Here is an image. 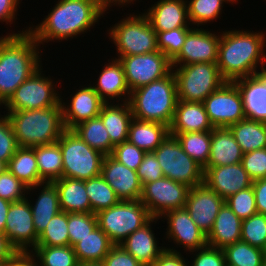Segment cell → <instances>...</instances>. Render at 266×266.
<instances>
[{"mask_svg":"<svg viewBox=\"0 0 266 266\" xmlns=\"http://www.w3.org/2000/svg\"><path fill=\"white\" fill-rule=\"evenodd\" d=\"M109 10L101 0H58L42 23L28 28L38 44L67 40L87 32Z\"/></svg>","mask_w":266,"mask_h":266,"instance_id":"obj_1","label":"cell"},{"mask_svg":"<svg viewBox=\"0 0 266 266\" xmlns=\"http://www.w3.org/2000/svg\"><path fill=\"white\" fill-rule=\"evenodd\" d=\"M265 35L260 32L243 30L223 31L220 34L218 46L217 66L220 75L225 81L235 82L238 79L254 76L258 72L259 64L266 63L264 53ZM265 44V45H264ZM265 54V55H264Z\"/></svg>","mask_w":266,"mask_h":266,"instance_id":"obj_2","label":"cell"},{"mask_svg":"<svg viewBox=\"0 0 266 266\" xmlns=\"http://www.w3.org/2000/svg\"><path fill=\"white\" fill-rule=\"evenodd\" d=\"M18 32L0 37V106L42 65L40 45L29 29Z\"/></svg>","mask_w":266,"mask_h":266,"instance_id":"obj_3","label":"cell"},{"mask_svg":"<svg viewBox=\"0 0 266 266\" xmlns=\"http://www.w3.org/2000/svg\"><path fill=\"white\" fill-rule=\"evenodd\" d=\"M20 147H36L57 142L66 130L61 102L52 107L6 113Z\"/></svg>","mask_w":266,"mask_h":266,"instance_id":"obj_4","label":"cell"},{"mask_svg":"<svg viewBox=\"0 0 266 266\" xmlns=\"http://www.w3.org/2000/svg\"><path fill=\"white\" fill-rule=\"evenodd\" d=\"M177 101L176 80L171 71L166 77L131 91L128 102L133 118L170 127Z\"/></svg>","mask_w":266,"mask_h":266,"instance_id":"obj_5","label":"cell"},{"mask_svg":"<svg viewBox=\"0 0 266 266\" xmlns=\"http://www.w3.org/2000/svg\"><path fill=\"white\" fill-rule=\"evenodd\" d=\"M63 163V177L89 180L101 175L104 155L85 143L73 129H66L57 140Z\"/></svg>","mask_w":266,"mask_h":266,"instance_id":"obj_6","label":"cell"},{"mask_svg":"<svg viewBox=\"0 0 266 266\" xmlns=\"http://www.w3.org/2000/svg\"><path fill=\"white\" fill-rule=\"evenodd\" d=\"M96 216L98 227L114 245L122 243L153 218L140 200H120L114 206L99 211Z\"/></svg>","mask_w":266,"mask_h":266,"instance_id":"obj_7","label":"cell"},{"mask_svg":"<svg viewBox=\"0 0 266 266\" xmlns=\"http://www.w3.org/2000/svg\"><path fill=\"white\" fill-rule=\"evenodd\" d=\"M108 32L119 55L115 59L158 51L156 32L143 13L138 16L130 14L112 26Z\"/></svg>","mask_w":266,"mask_h":266,"instance_id":"obj_8","label":"cell"},{"mask_svg":"<svg viewBox=\"0 0 266 266\" xmlns=\"http://www.w3.org/2000/svg\"><path fill=\"white\" fill-rule=\"evenodd\" d=\"M172 72L176 80L178 100L181 101L203 103L226 82L220 75L217 63L201 62L172 66Z\"/></svg>","mask_w":266,"mask_h":266,"instance_id":"obj_9","label":"cell"},{"mask_svg":"<svg viewBox=\"0 0 266 266\" xmlns=\"http://www.w3.org/2000/svg\"><path fill=\"white\" fill-rule=\"evenodd\" d=\"M153 153L164 177L190 188L203 184V168L184 152L176 136L169 134Z\"/></svg>","mask_w":266,"mask_h":266,"instance_id":"obj_10","label":"cell"},{"mask_svg":"<svg viewBox=\"0 0 266 266\" xmlns=\"http://www.w3.org/2000/svg\"><path fill=\"white\" fill-rule=\"evenodd\" d=\"M41 67L24 81L4 104L6 111L44 109L56 106L61 96L51 78L42 76ZM55 89V90H54Z\"/></svg>","mask_w":266,"mask_h":266,"instance_id":"obj_11","label":"cell"},{"mask_svg":"<svg viewBox=\"0 0 266 266\" xmlns=\"http://www.w3.org/2000/svg\"><path fill=\"white\" fill-rule=\"evenodd\" d=\"M190 187L167 177L142 186L140 201L153 218H161L168 211L185 208Z\"/></svg>","mask_w":266,"mask_h":266,"instance_id":"obj_12","label":"cell"},{"mask_svg":"<svg viewBox=\"0 0 266 266\" xmlns=\"http://www.w3.org/2000/svg\"><path fill=\"white\" fill-rule=\"evenodd\" d=\"M203 104L213 127H229L247 118L242 94L236 82H224Z\"/></svg>","mask_w":266,"mask_h":266,"instance_id":"obj_13","label":"cell"},{"mask_svg":"<svg viewBox=\"0 0 266 266\" xmlns=\"http://www.w3.org/2000/svg\"><path fill=\"white\" fill-rule=\"evenodd\" d=\"M131 91L166 77L172 71L171 60L161 51L119 58Z\"/></svg>","mask_w":266,"mask_h":266,"instance_id":"obj_14","label":"cell"},{"mask_svg":"<svg viewBox=\"0 0 266 266\" xmlns=\"http://www.w3.org/2000/svg\"><path fill=\"white\" fill-rule=\"evenodd\" d=\"M4 234L17 253L30 252L28 247H31L32 250L36 247L38 235L34 227L28 198L11 202Z\"/></svg>","mask_w":266,"mask_h":266,"instance_id":"obj_15","label":"cell"},{"mask_svg":"<svg viewBox=\"0 0 266 266\" xmlns=\"http://www.w3.org/2000/svg\"><path fill=\"white\" fill-rule=\"evenodd\" d=\"M220 35L202 28H194L187 33L179 54L171 61L172 66L192 63H217Z\"/></svg>","mask_w":266,"mask_h":266,"instance_id":"obj_16","label":"cell"},{"mask_svg":"<svg viewBox=\"0 0 266 266\" xmlns=\"http://www.w3.org/2000/svg\"><path fill=\"white\" fill-rule=\"evenodd\" d=\"M225 200L204 183L189 189L185 209L199 229L207 236Z\"/></svg>","mask_w":266,"mask_h":266,"instance_id":"obj_17","label":"cell"},{"mask_svg":"<svg viewBox=\"0 0 266 266\" xmlns=\"http://www.w3.org/2000/svg\"><path fill=\"white\" fill-rule=\"evenodd\" d=\"M203 183L224 200L252 186V180L242 163L203 168Z\"/></svg>","mask_w":266,"mask_h":266,"instance_id":"obj_18","label":"cell"},{"mask_svg":"<svg viewBox=\"0 0 266 266\" xmlns=\"http://www.w3.org/2000/svg\"><path fill=\"white\" fill-rule=\"evenodd\" d=\"M164 217L168 224L166 238L173 239V243L177 245H183L185 251H195L207 245L206 235L194 223L185 208L168 211L161 219Z\"/></svg>","mask_w":266,"mask_h":266,"instance_id":"obj_19","label":"cell"},{"mask_svg":"<svg viewBox=\"0 0 266 266\" xmlns=\"http://www.w3.org/2000/svg\"><path fill=\"white\" fill-rule=\"evenodd\" d=\"M101 176L120 200H140L142 185L136 171L121 164L111 155L104 157Z\"/></svg>","mask_w":266,"mask_h":266,"instance_id":"obj_20","label":"cell"},{"mask_svg":"<svg viewBox=\"0 0 266 266\" xmlns=\"http://www.w3.org/2000/svg\"><path fill=\"white\" fill-rule=\"evenodd\" d=\"M75 92L70 103L68 102L69 105H66L61 97L66 129H73L79 123L99 116L101 108L105 104L90 84Z\"/></svg>","mask_w":266,"mask_h":266,"instance_id":"obj_21","label":"cell"},{"mask_svg":"<svg viewBox=\"0 0 266 266\" xmlns=\"http://www.w3.org/2000/svg\"><path fill=\"white\" fill-rule=\"evenodd\" d=\"M144 13L156 33L176 28H191L187 0H160Z\"/></svg>","mask_w":266,"mask_h":266,"instance_id":"obj_22","label":"cell"},{"mask_svg":"<svg viewBox=\"0 0 266 266\" xmlns=\"http://www.w3.org/2000/svg\"><path fill=\"white\" fill-rule=\"evenodd\" d=\"M159 218H152L142 228L131 233L119 245L131 254L141 265L152 266L159 258L165 247L160 248L157 245V239L154 236V231L151 230L153 222H157Z\"/></svg>","mask_w":266,"mask_h":266,"instance_id":"obj_23","label":"cell"},{"mask_svg":"<svg viewBox=\"0 0 266 266\" xmlns=\"http://www.w3.org/2000/svg\"><path fill=\"white\" fill-rule=\"evenodd\" d=\"M170 133L206 132L214 129L201 102L178 100Z\"/></svg>","mask_w":266,"mask_h":266,"instance_id":"obj_24","label":"cell"},{"mask_svg":"<svg viewBox=\"0 0 266 266\" xmlns=\"http://www.w3.org/2000/svg\"><path fill=\"white\" fill-rule=\"evenodd\" d=\"M103 68L99 74L97 84L92 86L93 89L105 103H111V100L115 98L116 100L122 98L123 102H128L131 92L126 82L122 63L119 59H113L107 65L105 64ZM122 96L125 98L123 99Z\"/></svg>","mask_w":266,"mask_h":266,"instance_id":"obj_25","label":"cell"},{"mask_svg":"<svg viewBox=\"0 0 266 266\" xmlns=\"http://www.w3.org/2000/svg\"><path fill=\"white\" fill-rule=\"evenodd\" d=\"M243 154L229 127H214L211 131L209 160L205 167L241 163Z\"/></svg>","mask_w":266,"mask_h":266,"instance_id":"obj_26","label":"cell"},{"mask_svg":"<svg viewBox=\"0 0 266 266\" xmlns=\"http://www.w3.org/2000/svg\"><path fill=\"white\" fill-rule=\"evenodd\" d=\"M241 227L242 220L224 203L212 229L206 236L207 245L224 249L228 245L241 241Z\"/></svg>","mask_w":266,"mask_h":266,"instance_id":"obj_27","label":"cell"},{"mask_svg":"<svg viewBox=\"0 0 266 266\" xmlns=\"http://www.w3.org/2000/svg\"><path fill=\"white\" fill-rule=\"evenodd\" d=\"M248 119L266 122V82L257 74L235 81Z\"/></svg>","mask_w":266,"mask_h":266,"instance_id":"obj_28","label":"cell"},{"mask_svg":"<svg viewBox=\"0 0 266 266\" xmlns=\"http://www.w3.org/2000/svg\"><path fill=\"white\" fill-rule=\"evenodd\" d=\"M117 103H105L99 114L114 146L128 140L129 126L133 119L129 102H122L120 105L119 101Z\"/></svg>","mask_w":266,"mask_h":266,"instance_id":"obj_29","label":"cell"},{"mask_svg":"<svg viewBox=\"0 0 266 266\" xmlns=\"http://www.w3.org/2000/svg\"><path fill=\"white\" fill-rule=\"evenodd\" d=\"M36 187H41L43 189L38 193L39 196L36 199L35 204L30 201V208L32 211L34 227L39 236L52 217L61 211V208L58 189L53 182H45L40 185L29 187L27 192L37 189Z\"/></svg>","mask_w":266,"mask_h":266,"instance_id":"obj_30","label":"cell"},{"mask_svg":"<svg viewBox=\"0 0 266 266\" xmlns=\"http://www.w3.org/2000/svg\"><path fill=\"white\" fill-rule=\"evenodd\" d=\"M53 183L58 189L61 211L91 213V204L84 180L62 177Z\"/></svg>","mask_w":266,"mask_h":266,"instance_id":"obj_31","label":"cell"},{"mask_svg":"<svg viewBox=\"0 0 266 266\" xmlns=\"http://www.w3.org/2000/svg\"><path fill=\"white\" fill-rule=\"evenodd\" d=\"M170 134L169 126L157 122L133 118L128 132V141L144 152H153Z\"/></svg>","mask_w":266,"mask_h":266,"instance_id":"obj_32","label":"cell"},{"mask_svg":"<svg viewBox=\"0 0 266 266\" xmlns=\"http://www.w3.org/2000/svg\"><path fill=\"white\" fill-rule=\"evenodd\" d=\"M114 244L98 226L74 246L79 263H101Z\"/></svg>","mask_w":266,"mask_h":266,"instance_id":"obj_33","label":"cell"},{"mask_svg":"<svg viewBox=\"0 0 266 266\" xmlns=\"http://www.w3.org/2000/svg\"><path fill=\"white\" fill-rule=\"evenodd\" d=\"M7 169L28 188L40 185L35 147H18L10 158Z\"/></svg>","mask_w":266,"mask_h":266,"instance_id":"obj_34","label":"cell"},{"mask_svg":"<svg viewBox=\"0 0 266 266\" xmlns=\"http://www.w3.org/2000/svg\"><path fill=\"white\" fill-rule=\"evenodd\" d=\"M229 129L243 153L266 148V122L246 118Z\"/></svg>","mask_w":266,"mask_h":266,"instance_id":"obj_35","label":"cell"},{"mask_svg":"<svg viewBox=\"0 0 266 266\" xmlns=\"http://www.w3.org/2000/svg\"><path fill=\"white\" fill-rule=\"evenodd\" d=\"M40 180L54 182L63 177V163L60 146L57 142L35 147Z\"/></svg>","mask_w":266,"mask_h":266,"instance_id":"obj_36","label":"cell"},{"mask_svg":"<svg viewBox=\"0 0 266 266\" xmlns=\"http://www.w3.org/2000/svg\"><path fill=\"white\" fill-rule=\"evenodd\" d=\"M73 130L94 150L104 156L112 154L114 145L99 116L79 123Z\"/></svg>","mask_w":266,"mask_h":266,"instance_id":"obj_37","label":"cell"},{"mask_svg":"<svg viewBox=\"0 0 266 266\" xmlns=\"http://www.w3.org/2000/svg\"><path fill=\"white\" fill-rule=\"evenodd\" d=\"M179 140L184 152L204 168L209 160L211 131L170 133Z\"/></svg>","mask_w":266,"mask_h":266,"instance_id":"obj_38","label":"cell"},{"mask_svg":"<svg viewBox=\"0 0 266 266\" xmlns=\"http://www.w3.org/2000/svg\"><path fill=\"white\" fill-rule=\"evenodd\" d=\"M85 189L90 200L91 213L97 214L120 201L115 191L101 175L85 180Z\"/></svg>","mask_w":266,"mask_h":266,"instance_id":"obj_39","label":"cell"},{"mask_svg":"<svg viewBox=\"0 0 266 266\" xmlns=\"http://www.w3.org/2000/svg\"><path fill=\"white\" fill-rule=\"evenodd\" d=\"M226 266H264V250L238 241L224 249Z\"/></svg>","mask_w":266,"mask_h":266,"instance_id":"obj_40","label":"cell"},{"mask_svg":"<svg viewBox=\"0 0 266 266\" xmlns=\"http://www.w3.org/2000/svg\"><path fill=\"white\" fill-rule=\"evenodd\" d=\"M34 251V252H33ZM32 256L40 266H78L79 262L72 246H36Z\"/></svg>","mask_w":266,"mask_h":266,"instance_id":"obj_41","label":"cell"},{"mask_svg":"<svg viewBox=\"0 0 266 266\" xmlns=\"http://www.w3.org/2000/svg\"><path fill=\"white\" fill-rule=\"evenodd\" d=\"M68 213L60 211L49 221L38 236L36 246H68Z\"/></svg>","mask_w":266,"mask_h":266,"instance_id":"obj_42","label":"cell"},{"mask_svg":"<svg viewBox=\"0 0 266 266\" xmlns=\"http://www.w3.org/2000/svg\"><path fill=\"white\" fill-rule=\"evenodd\" d=\"M238 0H190L187 1L188 18L192 24L204 25L217 19L222 12L223 3H234Z\"/></svg>","mask_w":266,"mask_h":266,"instance_id":"obj_43","label":"cell"},{"mask_svg":"<svg viewBox=\"0 0 266 266\" xmlns=\"http://www.w3.org/2000/svg\"><path fill=\"white\" fill-rule=\"evenodd\" d=\"M241 241L266 250V215L256 213L242 220Z\"/></svg>","mask_w":266,"mask_h":266,"instance_id":"obj_44","label":"cell"},{"mask_svg":"<svg viewBox=\"0 0 266 266\" xmlns=\"http://www.w3.org/2000/svg\"><path fill=\"white\" fill-rule=\"evenodd\" d=\"M67 225L69 245L73 247L98 226L97 216L94 213H68Z\"/></svg>","mask_w":266,"mask_h":266,"instance_id":"obj_45","label":"cell"},{"mask_svg":"<svg viewBox=\"0 0 266 266\" xmlns=\"http://www.w3.org/2000/svg\"><path fill=\"white\" fill-rule=\"evenodd\" d=\"M192 28H176L156 33L157 47L169 60H173L181 51L187 33Z\"/></svg>","mask_w":266,"mask_h":266,"instance_id":"obj_46","label":"cell"},{"mask_svg":"<svg viewBox=\"0 0 266 266\" xmlns=\"http://www.w3.org/2000/svg\"><path fill=\"white\" fill-rule=\"evenodd\" d=\"M225 203L241 220L258 213L252 186L229 196Z\"/></svg>","mask_w":266,"mask_h":266,"instance_id":"obj_47","label":"cell"},{"mask_svg":"<svg viewBox=\"0 0 266 266\" xmlns=\"http://www.w3.org/2000/svg\"><path fill=\"white\" fill-rule=\"evenodd\" d=\"M28 187L17 179L8 169L0 175V197L9 202L27 198ZM25 193H27L25 195ZM26 196V197H25Z\"/></svg>","mask_w":266,"mask_h":266,"instance_id":"obj_48","label":"cell"},{"mask_svg":"<svg viewBox=\"0 0 266 266\" xmlns=\"http://www.w3.org/2000/svg\"><path fill=\"white\" fill-rule=\"evenodd\" d=\"M145 154L146 152L127 140L115 145L111 156L129 169L136 171L143 161Z\"/></svg>","mask_w":266,"mask_h":266,"instance_id":"obj_49","label":"cell"},{"mask_svg":"<svg viewBox=\"0 0 266 266\" xmlns=\"http://www.w3.org/2000/svg\"><path fill=\"white\" fill-rule=\"evenodd\" d=\"M241 163L252 181L266 178V148L244 153Z\"/></svg>","mask_w":266,"mask_h":266,"instance_id":"obj_50","label":"cell"},{"mask_svg":"<svg viewBox=\"0 0 266 266\" xmlns=\"http://www.w3.org/2000/svg\"><path fill=\"white\" fill-rule=\"evenodd\" d=\"M8 117L0 115V160L7 163L18 148Z\"/></svg>","mask_w":266,"mask_h":266,"instance_id":"obj_51","label":"cell"},{"mask_svg":"<svg viewBox=\"0 0 266 266\" xmlns=\"http://www.w3.org/2000/svg\"><path fill=\"white\" fill-rule=\"evenodd\" d=\"M191 252H198L189 266H226L223 249L206 245Z\"/></svg>","mask_w":266,"mask_h":266,"instance_id":"obj_52","label":"cell"},{"mask_svg":"<svg viewBox=\"0 0 266 266\" xmlns=\"http://www.w3.org/2000/svg\"><path fill=\"white\" fill-rule=\"evenodd\" d=\"M141 185L163 178L162 168L153 152L145 154L143 161L136 170Z\"/></svg>","mask_w":266,"mask_h":266,"instance_id":"obj_53","label":"cell"},{"mask_svg":"<svg viewBox=\"0 0 266 266\" xmlns=\"http://www.w3.org/2000/svg\"><path fill=\"white\" fill-rule=\"evenodd\" d=\"M101 263L103 266H143L120 245H114Z\"/></svg>","mask_w":266,"mask_h":266,"instance_id":"obj_54","label":"cell"},{"mask_svg":"<svg viewBox=\"0 0 266 266\" xmlns=\"http://www.w3.org/2000/svg\"><path fill=\"white\" fill-rule=\"evenodd\" d=\"M182 256L177 250L165 247V250L152 266H188L184 256Z\"/></svg>","mask_w":266,"mask_h":266,"instance_id":"obj_55","label":"cell"},{"mask_svg":"<svg viewBox=\"0 0 266 266\" xmlns=\"http://www.w3.org/2000/svg\"><path fill=\"white\" fill-rule=\"evenodd\" d=\"M257 212L266 215V178L252 182Z\"/></svg>","mask_w":266,"mask_h":266,"instance_id":"obj_56","label":"cell"},{"mask_svg":"<svg viewBox=\"0 0 266 266\" xmlns=\"http://www.w3.org/2000/svg\"><path fill=\"white\" fill-rule=\"evenodd\" d=\"M19 3L20 0H0V21L11 25L13 19H17L15 14L18 12L17 5L19 6Z\"/></svg>","mask_w":266,"mask_h":266,"instance_id":"obj_57","label":"cell"},{"mask_svg":"<svg viewBox=\"0 0 266 266\" xmlns=\"http://www.w3.org/2000/svg\"><path fill=\"white\" fill-rule=\"evenodd\" d=\"M30 252L17 253L11 260L10 266H40Z\"/></svg>","mask_w":266,"mask_h":266,"instance_id":"obj_58","label":"cell"},{"mask_svg":"<svg viewBox=\"0 0 266 266\" xmlns=\"http://www.w3.org/2000/svg\"><path fill=\"white\" fill-rule=\"evenodd\" d=\"M17 254L5 234H0V261H9Z\"/></svg>","mask_w":266,"mask_h":266,"instance_id":"obj_59","label":"cell"},{"mask_svg":"<svg viewBox=\"0 0 266 266\" xmlns=\"http://www.w3.org/2000/svg\"><path fill=\"white\" fill-rule=\"evenodd\" d=\"M11 202L0 197V234H4L6 218Z\"/></svg>","mask_w":266,"mask_h":266,"instance_id":"obj_60","label":"cell"},{"mask_svg":"<svg viewBox=\"0 0 266 266\" xmlns=\"http://www.w3.org/2000/svg\"><path fill=\"white\" fill-rule=\"evenodd\" d=\"M101 1L107 8H109L113 5H116V6L122 5L124 7V5H128L131 2L133 3L134 0H101ZM112 3H113V5H112Z\"/></svg>","mask_w":266,"mask_h":266,"instance_id":"obj_61","label":"cell"},{"mask_svg":"<svg viewBox=\"0 0 266 266\" xmlns=\"http://www.w3.org/2000/svg\"><path fill=\"white\" fill-rule=\"evenodd\" d=\"M7 170V163L0 160V175Z\"/></svg>","mask_w":266,"mask_h":266,"instance_id":"obj_62","label":"cell"},{"mask_svg":"<svg viewBox=\"0 0 266 266\" xmlns=\"http://www.w3.org/2000/svg\"><path fill=\"white\" fill-rule=\"evenodd\" d=\"M78 266H103L102 263H79Z\"/></svg>","mask_w":266,"mask_h":266,"instance_id":"obj_63","label":"cell"},{"mask_svg":"<svg viewBox=\"0 0 266 266\" xmlns=\"http://www.w3.org/2000/svg\"><path fill=\"white\" fill-rule=\"evenodd\" d=\"M258 75L266 82V69L260 71Z\"/></svg>","mask_w":266,"mask_h":266,"instance_id":"obj_64","label":"cell"},{"mask_svg":"<svg viewBox=\"0 0 266 266\" xmlns=\"http://www.w3.org/2000/svg\"><path fill=\"white\" fill-rule=\"evenodd\" d=\"M10 262H11V260H9V261H0V266H10Z\"/></svg>","mask_w":266,"mask_h":266,"instance_id":"obj_65","label":"cell"},{"mask_svg":"<svg viewBox=\"0 0 266 266\" xmlns=\"http://www.w3.org/2000/svg\"><path fill=\"white\" fill-rule=\"evenodd\" d=\"M264 266H266V250L264 252Z\"/></svg>","mask_w":266,"mask_h":266,"instance_id":"obj_66","label":"cell"}]
</instances>
